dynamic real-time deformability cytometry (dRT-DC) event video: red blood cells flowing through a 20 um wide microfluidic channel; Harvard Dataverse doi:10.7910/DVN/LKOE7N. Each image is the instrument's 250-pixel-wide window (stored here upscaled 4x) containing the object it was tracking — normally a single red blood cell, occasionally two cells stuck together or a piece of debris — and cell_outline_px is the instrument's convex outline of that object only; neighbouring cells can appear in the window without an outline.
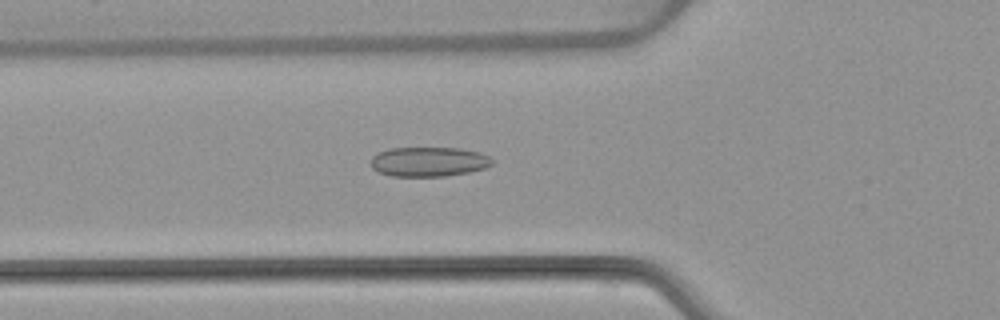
{"species": "common noctule bat (a hibernating species)", "species_latin": "Nyctalus noctula", "temperature_condition": "warm", "stored_images_in_passage": 53, "camera_frame_rate_fps": 3000, "um_per_image_px": 0.085, "animal": {"sex": "female", "body_mass_g": 22.7, "forearm_length_mm": 54.2}, "frame": {"image": 1, "passage_image": 19, "time_ms": 6.0, "image_size_px": [1000, 320], "cell_outline_px": [[492, 164], [484, 168], [468, 172], [444, 176], [392, 176], [380, 172], [372, 168], [372, 156], [376, 152], [388, 148], [460, 148], [480, 152], [488, 156], [492, 160]], "centroid_in_image_um": [36.42, 13.73], "position_along_channel_um": 89.4, "area_um2": 20.87}}
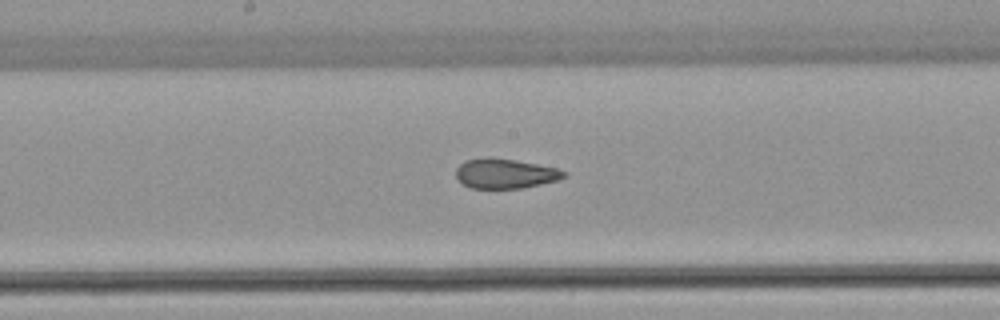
{"frame": {"image": 2, "passage_image": 28, "time_ms": 9.0, "image_size_px": [1000, 320], "cell_outline_px": [[568, 176], [560, 180], [524, 188], [472, 188], [460, 184], [456, 180], [456, 168], [464, 160], [488, 156], [492, 156], [516, 160], [556, 168], [568, 172]], "centroid_in_image_um": [42.93, 14.75], "position_along_channel_um": 205.3, "area_um2": 19.25}}
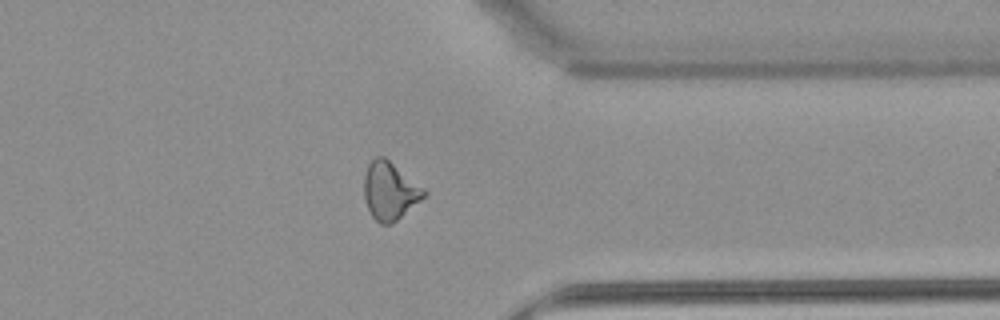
{"frame": {"image": 3, "passage_image": 42, "time_ms": 13.667, "image_size_px": [1000, 320], "cell_outline_px": [[428, 192], [420, 200], [392, 224], [380, 224], [372, 216], [364, 200], [364, 176], [368, 164], [376, 156], [384, 156], [424, 188]], "centroid_in_image_um": [33.11, 16.22], "position_along_channel_um": 378.3, "area_um2": 20.0}, "authors_computed_cell_mechanics": {"area_um2": 20.4612, "velocity_mm_per_s": 3.8491, "shape_relaxation_time_tau1_ms": null, "shape_relaxation_time_tau2_ms": 1.9443, "deformation_change_tau1": null, "deformation_change_tau2": 0.0943}}